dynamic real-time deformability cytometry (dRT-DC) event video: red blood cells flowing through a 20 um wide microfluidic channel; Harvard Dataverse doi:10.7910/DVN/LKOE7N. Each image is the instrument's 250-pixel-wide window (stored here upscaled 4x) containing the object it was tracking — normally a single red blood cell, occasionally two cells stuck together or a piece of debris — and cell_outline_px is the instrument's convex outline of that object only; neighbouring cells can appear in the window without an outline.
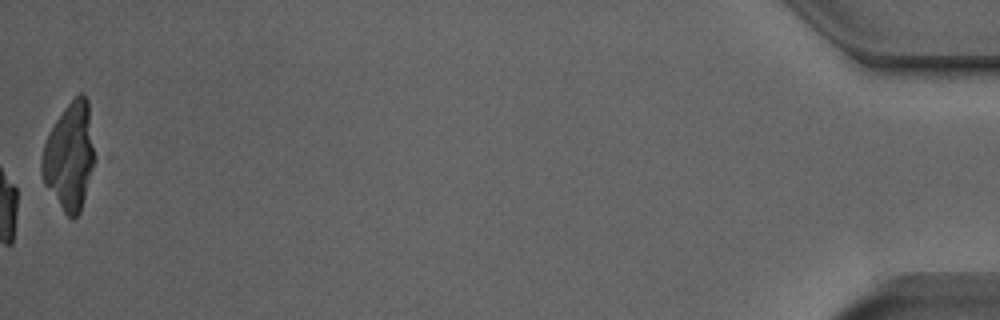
{"species": "Egyptian fruit bat (a non-hibernating species)", "species_latin": "Rousettus aegyptiacus", "temperature_condition": "room temperature", "stored_images_in_passage": 53, "camera_frame_rate_fps": 3000, "um_per_image_px": 0.085, "animal": {"sex": "male"}, "frame": {"image": 1, "passage_image": 53, "time_ms": 17.333, "image_size_px": [1000, 320], "cell_outline_px": [[96, 156], [80, 212], [72, 220], [64, 212], [44, 184], [40, 172], [40, 160], [44, 144], [48, 132], [64, 108], [80, 92], [88, 100]], "centroid_in_image_um": [5.91, 13.28], "position_along_channel_um": 429.3, "area_um2": 33.23}, "authors_computed_cell_mechanics": {"area_um2": 22.542, "velocity_mm_per_s": 3.9424, "shape_relaxation_time_tau1_ms": 3.9489, "shape_relaxation_time_tau2_ms": 1.6448, "deformation_change_tau1": 0.1586, "deformation_change_tau2": 0.0728}}